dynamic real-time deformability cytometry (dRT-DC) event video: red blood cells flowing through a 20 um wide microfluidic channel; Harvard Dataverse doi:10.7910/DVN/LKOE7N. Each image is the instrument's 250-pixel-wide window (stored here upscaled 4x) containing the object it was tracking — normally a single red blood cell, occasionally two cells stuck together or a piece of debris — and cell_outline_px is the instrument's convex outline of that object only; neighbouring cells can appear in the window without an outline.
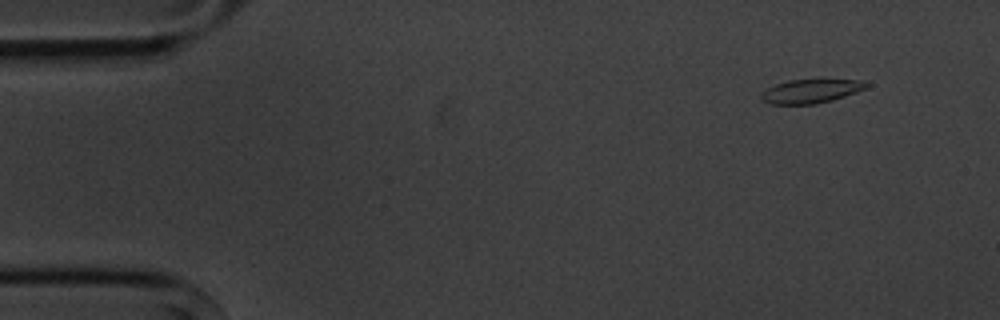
{"species": "common noctule bat (a hibernating species)", "species_latin": "Nyctalus noctula", "temperature_condition": "cold", "stored_images_in_passage": 4, "camera_frame_rate_fps": 3000, "um_per_image_px": 0.085, "animal": {"sex": "male", "body_mass_g": 20.1, "forearm_length_mm": 53.5}, "frame": {"image": 1, "passage_image": 1, "time_ms": 0.0, "image_size_px": [1000, 320], "cell_outline_px": [[872, 84], [856, 92], [832, 100], [816, 104], [772, 104], [764, 100], [760, 96], [768, 88], [776, 84], [788, 80], [864, 80]], "centroid_in_image_um": [68.96, 7.74], "position_along_channel_um": 16.0, "area_um2": 14.33}}
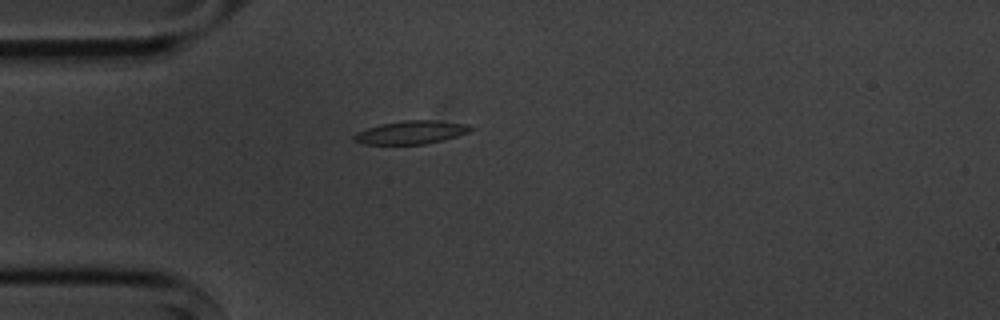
{"frame": {"image": 2, "passage_image": 4, "time_ms": 3.333, "image_size_px": [1000, 320], "cell_outline_px": [[476, 128], [468, 132], [444, 140], [424, 144], [364, 144], [352, 140], [352, 136], [356, 132], [380, 124], [404, 120], [436, 120], [472, 124]], "centroid_in_image_um": [34.98, 11.24], "position_along_channel_um": 50.0, "area_um2": 16.01}}